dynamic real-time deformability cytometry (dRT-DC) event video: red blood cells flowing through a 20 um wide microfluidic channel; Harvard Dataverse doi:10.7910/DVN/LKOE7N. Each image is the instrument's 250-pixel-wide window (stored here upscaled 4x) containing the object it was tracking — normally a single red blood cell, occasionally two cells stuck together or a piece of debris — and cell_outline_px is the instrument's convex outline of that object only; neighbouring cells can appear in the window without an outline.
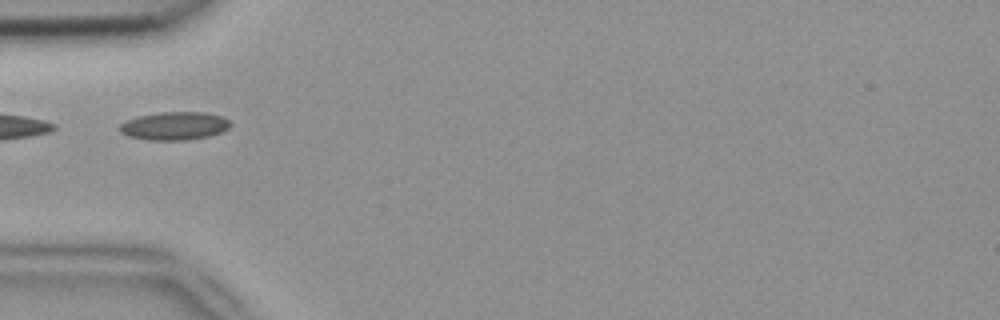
{"species": "common noctule bat (a hibernating species)", "species_latin": "Nyctalus noctula", "temperature_condition": "room temperature", "stored_images_in_passage": 7, "camera_frame_rate_fps": 3000, "um_per_image_px": 0.085, "animal": {"sex": "female", "body_mass_g": 18.4}, "frame": {"image": 1, "passage_image": 5, "time_ms": 1.333, "image_size_px": [1000, 320], "cell_outline_px": [[232, 124], [228, 128], [220, 132], [208, 136], [188, 140], [148, 140], [128, 136], [120, 132], [120, 124], [136, 116], [160, 112], [204, 112], [224, 116]], "centroid_in_image_um": [14.84, 10.69], "position_along_channel_um": 70.2, "area_um2": 18.21}}